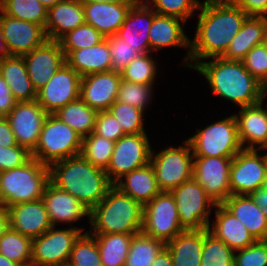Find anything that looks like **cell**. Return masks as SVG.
<instances>
[{
  "label": "cell",
  "instance_id": "1",
  "mask_svg": "<svg viewBox=\"0 0 267 266\" xmlns=\"http://www.w3.org/2000/svg\"><path fill=\"white\" fill-rule=\"evenodd\" d=\"M190 39L189 68L212 57H221L242 28L248 15L233 1H203Z\"/></svg>",
  "mask_w": 267,
  "mask_h": 266
},
{
  "label": "cell",
  "instance_id": "2",
  "mask_svg": "<svg viewBox=\"0 0 267 266\" xmlns=\"http://www.w3.org/2000/svg\"><path fill=\"white\" fill-rule=\"evenodd\" d=\"M193 69L206 78L214 95L241 108L259 103L267 95L266 87L245 69L242 61L212 57Z\"/></svg>",
  "mask_w": 267,
  "mask_h": 266
},
{
  "label": "cell",
  "instance_id": "3",
  "mask_svg": "<svg viewBox=\"0 0 267 266\" xmlns=\"http://www.w3.org/2000/svg\"><path fill=\"white\" fill-rule=\"evenodd\" d=\"M49 181L91 210L113 186L105 170L93 166L81 154L49 166Z\"/></svg>",
  "mask_w": 267,
  "mask_h": 266
},
{
  "label": "cell",
  "instance_id": "4",
  "mask_svg": "<svg viewBox=\"0 0 267 266\" xmlns=\"http://www.w3.org/2000/svg\"><path fill=\"white\" fill-rule=\"evenodd\" d=\"M90 234H137L142 231L143 206L114 185L90 210Z\"/></svg>",
  "mask_w": 267,
  "mask_h": 266
},
{
  "label": "cell",
  "instance_id": "5",
  "mask_svg": "<svg viewBox=\"0 0 267 266\" xmlns=\"http://www.w3.org/2000/svg\"><path fill=\"white\" fill-rule=\"evenodd\" d=\"M49 166L33 157L24 165L0 172V205L33 202L42 199L49 183Z\"/></svg>",
  "mask_w": 267,
  "mask_h": 266
},
{
  "label": "cell",
  "instance_id": "6",
  "mask_svg": "<svg viewBox=\"0 0 267 266\" xmlns=\"http://www.w3.org/2000/svg\"><path fill=\"white\" fill-rule=\"evenodd\" d=\"M81 149L82 137L57 116L48 114L43 122L39 141L31 154L34 159L50 166L79 155Z\"/></svg>",
  "mask_w": 267,
  "mask_h": 266
},
{
  "label": "cell",
  "instance_id": "7",
  "mask_svg": "<svg viewBox=\"0 0 267 266\" xmlns=\"http://www.w3.org/2000/svg\"><path fill=\"white\" fill-rule=\"evenodd\" d=\"M196 131L186 139L193 156L234 157L243 149L234 114Z\"/></svg>",
  "mask_w": 267,
  "mask_h": 266
},
{
  "label": "cell",
  "instance_id": "8",
  "mask_svg": "<svg viewBox=\"0 0 267 266\" xmlns=\"http://www.w3.org/2000/svg\"><path fill=\"white\" fill-rule=\"evenodd\" d=\"M183 141L184 145L169 146L158 153L152 149L150 163L161 191L170 192L193 178L192 148L187 140Z\"/></svg>",
  "mask_w": 267,
  "mask_h": 266
},
{
  "label": "cell",
  "instance_id": "9",
  "mask_svg": "<svg viewBox=\"0 0 267 266\" xmlns=\"http://www.w3.org/2000/svg\"><path fill=\"white\" fill-rule=\"evenodd\" d=\"M170 192L175 199L183 230H202L208 227L212 208L217 204L194 178L183 182Z\"/></svg>",
  "mask_w": 267,
  "mask_h": 266
},
{
  "label": "cell",
  "instance_id": "10",
  "mask_svg": "<svg viewBox=\"0 0 267 266\" xmlns=\"http://www.w3.org/2000/svg\"><path fill=\"white\" fill-rule=\"evenodd\" d=\"M184 230L171 192L161 191L143 206L142 232L165 245Z\"/></svg>",
  "mask_w": 267,
  "mask_h": 266
},
{
  "label": "cell",
  "instance_id": "11",
  "mask_svg": "<svg viewBox=\"0 0 267 266\" xmlns=\"http://www.w3.org/2000/svg\"><path fill=\"white\" fill-rule=\"evenodd\" d=\"M148 138L147 133L125 134L115 142L106 170L113 185L125 174L150 162L152 147Z\"/></svg>",
  "mask_w": 267,
  "mask_h": 266
},
{
  "label": "cell",
  "instance_id": "12",
  "mask_svg": "<svg viewBox=\"0 0 267 266\" xmlns=\"http://www.w3.org/2000/svg\"><path fill=\"white\" fill-rule=\"evenodd\" d=\"M258 149H242L232 159L230 167L231 195H249L267 185V155Z\"/></svg>",
  "mask_w": 267,
  "mask_h": 266
},
{
  "label": "cell",
  "instance_id": "13",
  "mask_svg": "<svg viewBox=\"0 0 267 266\" xmlns=\"http://www.w3.org/2000/svg\"><path fill=\"white\" fill-rule=\"evenodd\" d=\"M82 232L76 227L57 229L52 226L32 239L31 263L38 266H58L68 262L75 240Z\"/></svg>",
  "mask_w": 267,
  "mask_h": 266
},
{
  "label": "cell",
  "instance_id": "14",
  "mask_svg": "<svg viewBox=\"0 0 267 266\" xmlns=\"http://www.w3.org/2000/svg\"><path fill=\"white\" fill-rule=\"evenodd\" d=\"M233 157L194 156L193 178L216 204L231 196L230 167Z\"/></svg>",
  "mask_w": 267,
  "mask_h": 266
},
{
  "label": "cell",
  "instance_id": "15",
  "mask_svg": "<svg viewBox=\"0 0 267 266\" xmlns=\"http://www.w3.org/2000/svg\"><path fill=\"white\" fill-rule=\"evenodd\" d=\"M80 81L81 76L66 63L37 91L36 101L48 114H54L80 98Z\"/></svg>",
  "mask_w": 267,
  "mask_h": 266
},
{
  "label": "cell",
  "instance_id": "16",
  "mask_svg": "<svg viewBox=\"0 0 267 266\" xmlns=\"http://www.w3.org/2000/svg\"><path fill=\"white\" fill-rule=\"evenodd\" d=\"M47 115L44 108L33 100L17 102L5 117L12 128L17 144L32 152L39 141Z\"/></svg>",
  "mask_w": 267,
  "mask_h": 266
},
{
  "label": "cell",
  "instance_id": "17",
  "mask_svg": "<svg viewBox=\"0 0 267 266\" xmlns=\"http://www.w3.org/2000/svg\"><path fill=\"white\" fill-rule=\"evenodd\" d=\"M0 28L9 55L24 56L48 39L41 25L10 17L1 11Z\"/></svg>",
  "mask_w": 267,
  "mask_h": 266
},
{
  "label": "cell",
  "instance_id": "18",
  "mask_svg": "<svg viewBox=\"0 0 267 266\" xmlns=\"http://www.w3.org/2000/svg\"><path fill=\"white\" fill-rule=\"evenodd\" d=\"M23 59L36 91L44 87L50 78L66 64V56L59 41L49 39L25 54Z\"/></svg>",
  "mask_w": 267,
  "mask_h": 266
},
{
  "label": "cell",
  "instance_id": "19",
  "mask_svg": "<svg viewBox=\"0 0 267 266\" xmlns=\"http://www.w3.org/2000/svg\"><path fill=\"white\" fill-rule=\"evenodd\" d=\"M121 73L116 71L88 74L81 77L80 99L96 111H108L117 100Z\"/></svg>",
  "mask_w": 267,
  "mask_h": 266
},
{
  "label": "cell",
  "instance_id": "20",
  "mask_svg": "<svg viewBox=\"0 0 267 266\" xmlns=\"http://www.w3.org/2000/svg\"><path fill=\"white\" fill-rule=\"evenodd\" d=\"M42 200L52 226H56L58 223L70 224V227H76L82 233L84 232L85 229L72 224L85 216L89 221L90 210L73 195L60 190L49 182L44 189Z\"/></svg>",
  "mask_w": 267,
  "mask_h": 266
},
{
  "label": "cell",
  "instance_id": "21",
  "mask_svg": "<svg viewBox=\"0 0 267 266\" xmlns=\"http://www.w3.org/2000/svg\"><path fill=\"white\" fill-rule=\"evenodd\" d=\"M155 14L145 1H138L128 10L116 35L136 48L141 55L150 53L149 31Z\"/></svg>",
  "mask_w": 267,
  "mask_h": 266
},
{
  "label": "cell",
  "instance_id": "22",
  "mask_svg": "<svg viewBox=\"0 0 267 266\" xmlns=\"http://www.w3.org/2000/svg\"><path fill=\"white\" fill-rule=\"evenodd\" d=\"M9 228L30 238L41 236L52 224L42 199L6 208Z\"/></svg>",
  "mask_w": 267,
  "mask_h": 266
},
{
  "label": "cell",
  "instance_id": "23",
  "mask_svg": "<svg viewBox=\"0 0 267 266\" xmlns=\"http://www.w3.org/2000/svg\"><path fill=\"white\" fill-rule=\"evenodd\" d=\"M185 23L175 17L155 14L149 31V42L151 53L168 47L187 49V54L182 62L183 66L189 69L190 38L184 31Z\"/></svg>",
  "mask_w": 267,
  "mask_h": 266
},
{
  "label": "cell",
  "instance_id": "24",
  "mask_svg": "<svg viewBox=\"0 0 267 266\" xmlns=\"http://www.w3.org/2000/svg\"><path fill=\"white\" fill-rule=\"evenodd\" d=\"M137 2L83 3L85 23L92 25L105 38L113 36L125 21L128 10Z\"/></svg>",
  "mask_w": 267,
  "mask_h": 266
},
{
  "label": "cell",
  "instance_id": "25",
  "mask_svg": "<svg viewBox=\"0 0 267 266\" xmlns=\"http://www.w3.org/2000/svg\"><path fill=\"white\" fill-rule=\"evenodd\" d=\"M214 211L215 219L207 229L209 233L222 240L231 249L234 251L243 249L257 241L243 223L222 204H217Z\"/></svg>",
  "mask_w": 267,
  "mask_h": 266
},
{
  "label": "cell",
  "instance_id": "26",
  "mask_svg": "<svg viewBox=\"0 0 267 266\" xmlns=\"http://www.w3.org/2000/svg\"><path fill=\"white\" fill-rule=\"evenodd\" d=\"M242 107L234 114L239 140L244 149H257L267 135V108L263 102Z\"/></svg>",
  "mask_w": 267,
  "mask_h": 266
},
{
  "label": "cell",
  "instance_id": "27",
  "mask_svg": "<svg viewBox=\"0 0 267 266\" xmlns=\"http://www.w3.org/2000/svg\"><path fill=\"white\" fill-rule=\"evenodd\" d=\"M84 23L83 3L80 0H64L48 9L44 30L49 40L58 41Z\"/></svg>",
  "mask_w": 267,
  "mask_h": 266
},
{
  "label": "cell",
  "instance_id": "28",
  "mask_svg": "<svg viewBox=\"0 0 267 266\" xmlns=\"http://www.w3.org/2000/svg\"><path fill=\"white\" fill-rule=\"evenodd\" d=\"M114 186L142 206L146 205L161 192L150 162L125 174Z\"/></svg>",
  "mask_w": 267,
  "mask_h": 266
},
{
  "label": "cell",
  "instance_id": "29",
  "mask_svg": "<svg viewBox=\"0 0 267 266\" xmlns=\"http://www.w3.org/2000/svg\"><path fill=\"white\" fill-rule=\"evenodd\" d=\"M66 63L81 77L93 73L112 71L108 38L92 47L73 50L66 57Z\"/></svg>",
  "mask_w": 267,
  "mask_h": 266
},
{
  "label": "cell",
  "instance_id": "30",
  "mask_svg": "<svg viewBox=\"0 0 267 266\" xmlns=\"http://www.w3.org/2000/svg\"><path fill=\"white\" fill-rule=\"evenodd\" d=\"M222 205L237 217L256 240H267V219L249 195H231Z\"/></svg>",
  "mask_w": 267,
  "mask_h": 266
},
{
  "label": "cell",
  "instance_id": "31",
  "mask_svg": "<svg viewBox=\"0 0 267 266\" xmlns=\"http://www.w3.org/2000/svg\"><path fill=\"white\" fill-rule=\"evenodd\" d=\"M0 75L17 102L37 99V91L29 78L23 56L9 55L0 60Z\"/></svg>",
  "mask_w": 267,
  "mask_h": 266
},
{
  "label": "cell",
  "instance_id": "32",
  "mask_svg": "<svg viewBox=\"0 0 267 266\" xmlns=\"http://www.w3.org/2000/svg\"><path fill=\"white\" fill-rule=\"evenodd\" d=\"M266 27V17L248 16L221 57L227 60L242 61L254 46L263 44Z\"/></svg>",
  "mask_w": 267,
  "mask_h": 266
},
{
  "label": "cell",
  "instance_id": "33",
  "mask_svg": "<svg viewBox=\"0 0 267 266\" xmlns=\"http://www.w3.org/2000/svg\"><path fill=\"white\" fill-rule=\"evenodd\" d=\"M204 243V229L184 230L169 241V250L174 266H200Z\"/></svg>",
  "mask_w": 267,
  "mask_h": 266
},
{
  "label": "cell",
  "instance_id": "34",
  "mask_svg": "<svg viewBox=\"0 0 267 266\" xmlns=\"http://www.w3.org/2000/svg\"><path fill=\"white\" fill-rule=\"evenodd\" d=\"M97 114L98 111L85 104L80 98L68 103L54 113L82 138L93 132Z\"/></svg>",
  "mask_w": 267,
  "mask_h": 266
},
{
  "label": "cell",
  "instance_id": "35",
  "mask_svg": "<svg viewBox=\"0 0 267 266\" xmlns=\"http://www.w3.org/2000/svg\"><path fill=\"white\" fill-rule=\"evenodd\" d=\"M98 243L102 266H124L134 234H92Z\"/></svg>",
  "mask_w": 267,
  "mask_h": 266
},
{
  "label": "cell",
  "instance_id": "36",
  "mask_svg": "<svg viewBox=\"0 0 267 266\" xmlns=\"http://www.w3.org/2000/svg\"><path fill=\"white\" fill-rule=\"evenodd\" d=\"M165 244L145 235L142 231L134 234L124 266H152Z\"/></svg>",
  "mask_w": 267,
  "mask_h": 266
},
{
  "label": "cell",
  "instance_id": "37",
  "mask_svg": "<svg viewBox=\"0 0 267 266\" xmlns=\"http://www.w3.org/2000/svg\"><path fill=\"white\" fill-rule=\"evenodd\" d=\"M0 11L10 17L30 21L45 28L48 9L39 0H0Z\"/></svg>",
  "mask_w": 267,
  "mask_h": 266
},
{
  "label": "cell",
  "instance_id": "38",
  "mask_svg": "<svg viewBox=\"0 0 267 266\" xmlns=\"http://www.w3.org/2000/svg\"><path fill=\"white\" fill-rule=\"evenodd\" d=\"M0 253L20 266L30 264L32 238L8 228L0 237Z\"/></svg>",
  "mask_w": 267,
  "mask_h": 266
},
{
  "label": "cell",
  "instance_id": "39",
  "mask_svg": "<svg viewBox=\"0 0 267 266\" xmlns=\"http://www.w3.org/2000/svg\"><path fill=\"white\" fill-rule=\"evenodd\" d=\"M114 146V141L92 132L82 138L80 154L93 166L106 171L111 161Z\"/></svg>",
  "mask_w": 267,
  "mask_h": 266
},
{
  "label": "cell",
  "instance_id": "40",
  "mask_svg": "<svg viewBox=\"0 0 267 266\" xmlns=\"http://www.w3.org/2000/svg\"><path fill=\"white\" fill-rule=\"evenodd\" d=\"M234 253L222 240L204 229V243L200 266H234Z\"/></svg>",
  "mask_w": 267,
  "mask_h": 266
},
{
  "label": "cell",
  "instance_id": "41",
  "mask_svg": "<svg viewBox=\"0 0 267 266\" xmlns=\"http://www.w3.org/2000/svg\"><path fill=\"white\" fill-rule=\"evenodd\" d=\"M151 55V52L146 53L130 62L121 71L122 80L144 85H155L158 68L156 67L155 59Z\"/></svg>",
  "mask_w": 267,
  "mask_h": 266
},
{
  "label": "cell",
  "instance_id": "42",
  "mask_svg": "<svg viewBox=\"0 0 267 266\" xmlns=\"http://www.w3.org/2000/svg\"><path fill=\"white\" fill-rule=\"evenodd\" d=\"M69 262L74 266H102L94 235L88 231L80 234L73 244Z\"/></svg>",
  "mask_w": 267,
  "mask_h": 266
},
{
  "label": "cell",
  "instance_id": "43",
  "mask_svg": "<svg viewBox=\"0 0 267 266\" xmlns=\"http://www.w3.org/2000/svg\"><path fill=\"white\" fill-rule=\"evenodd\" d=\"M104 39L105 37L92 25L84 23L76 29L67 32L58 41L67 57L73 50L92 47Z\"/></svg>",
  "mask_w": 267,
  "mask_h": 266
},
{
  "label": "cell",
  "instance_id": "44",
  "mask_svg": "<svg viewBox=\"0 0 267 266\" xmlns=\"http://www.w3.org/2000/svg\"><path fill=\"white\" fill-rule=\"evenodd\" d=\"M108 111L117 119V123L122 127L125 134L146 133L144 128L145 111L120 103L117 100Z\"/></svg>",
  "mask_w": 267,
  "mask_h": 266
},
{
  "label": "cell",
  "instance_id": "45",
  "mask_svg": "<svg viewBox=\"0 0 267 266\" xmlns=\"http://www.w3.org/2000/svg\"><path fill=\"white\" fill-rule=\"evenodd\" d=\"M156 14L178 18L185 22L196 14L200 0H144ZM194 12V13H193Z\"/></svg>",
  "mask_w": 267,
  "mask_h": 266
},
{
  "label": "cell",
  "instance_id": "46",
  "mask_svg": "<svg viewBox=\"0 0 267 266\" xmlns=\"http://www.w3.org/2000/svg\"><path fill=\"white\" fill-rule=\"evenodd\" d=\"M153 88V85L122 80L118 90L117 101L144 111L151 104Z\"/></svg>",
  "mask_w": 267,
  "mask_h": 266
},
{
  "label": "cell",
  "instance_id": "47",
  "mask_svg": "<svg viewBox=\"0 0 267 266\" xmlns=\"http://www.w3.org/2000/svg\"><path fill=\"white\" fill-rule=\"evenodd\" d=\"M108 46L111 53L112 70L120 72L134 59L141 54L136 51V48L128 45L126 41L119 38L116 34L109 36Z\"/></svg>",
  "mask_w": 267,
  "mask_h": 266
},
{
  "label": "cell",
  "instance_id": "48",
  "mask_svg": "<svg viewBox=\"0 0 267 266\" xmlns=\"http://www.w3.org/2000/svg\"><path fill=\"white\" fill-rule=\"evenodd\" d=\"M234 266H267V240H257L246 248L236 250Z\"/></svg>",
  "mask_w": 267,
  "mask_h": 266
},
{
  "label": "cell",
  "instance_id": "49",
  "mask_svg": "<svg viewBox=\"0 0 267 266\" xmlns=\"http://www.w3.org/2000/svg\"><path fill=\"white\" fill-rule=\"evenodd\" d=\"M245 69L267 88V49L254 46L242 60Z\"/></svg>",
  "mask_w": 267,
  "mask_h": 266
},
{
  "label": "cell",
  "instance_id": "50",
  "mask_svg": "<svg viewBox=\"0 0 267 266\" xmlns=\"http://www.w3.org/2000/svg\"><path fill=\"white\" fill-rule=\"evenodd\" d=\"M93 133L114 142L125 135L117 119L109 111L98 112Z\"/></svg>",
  "mask_w": 267,
  "mask_h": 266
},
{
  "label": "cell",
  "instance_id": "51",
  "mask_svg": "<svg viewBox=\"0 0 267 266\" xmlns=\"http://www.w3.org/2000/svg\"><path fill=\"white\" fill-rule=\"evenodd\" d=\"M31 158V152L18 144L11 147L0 146V172L22 166Z\"/></svg>",
  "mask_w": 267,
  "mask_h": 266
},
{
  "label": "cell",
  "instance_id": "52",
  "mask_svg": "<svg viewBox=\"0 0 267 266\" xmlns=\"http://www.w3.org/2000/svg\"><path fill=\"white\" fill-rule=\"evenodd\" d=\"M248 16L267 18V0H232Z\"/></svg>",
  "mask_w": 267,
  "mask_h": 266
},
{
  "label": "cell",
  "instance_id": "53",
  "mask_svg": "<svg viewBox=\"0 0 267 266\" xmlns=\"http://www.w3.org/2000/svg\"><path fill=\"white\" fill-rule=\"evenodd\" d=\"M17 101L14 99L8 84L0 75V112L5 117L15 107Z\"/></svg>",
  "mask_w": 267,
  "mask_h": 266
},
{
  "label": "cell",
  "instance_id": "54",
  "mask_svg": "<svg viewBox=\"0 0 267 266\" xmlns=\"http://www.w3.org/2000/svg\"><path fill=\"white\" fill-rule=\"evenodd\" d=\"M16 145L17 142L12 128L6 117H3L2 119H0V146L11 147Z\"/></svg>",
  "mask_w": 267,
  "mask_h": 266
},
{
  "label": "cell",
  "instance_id": "55",
  "mask_svg": "<svg viewBox=\"0 0 267 266\" xmlns=\"http://www.w3.org/2000/svg\"><path fill=\"white\" fill-rule=\"evenodd\" d=\"M249 196L261 208L267 219V185L257 188Z\"/></svg>",
  "mask_w": 267,
  "mask_h": 266
},
{
  "label": "cell",
  "instance_id": "56",
  "mask_svg": "<svg viewBox=\"0 0 267 266\" xmlns=\"http://www.w3.org/2000/svg\"><path fill=\"white\" fill-rule=\"evenodd\" d=\"M152 266H174L169 250L164 247L156 256Z\"/></svg>",
  "mask_w": 267,
  "mask_h": 266
},
{
  "label": "cell",
  "instance_id": "57",
  "mask_svg": "<svg viewBox=\"0 0 267 266\" xmlns=\"http://www.w3.org/2000/svg\"><path fill=\"white\" fill-rule=\"evenodd\" d=\"M9 228V219L6 208L0 205V237Z\"/></svg>",
  "mask_w": 267,
  "mask_h": 266
},
{
  "label": "cell",
  "instance_id": "58",
  "mask_svg": "<svg viewBox=\"0 0 267 266\" xmlns=\"http://www.w3.org/2000/svg\"><path fill=\"white\" fill-rule=\"evenodd\" d=\"M9 56L8 49L6 47V43L3 38V34L0 28V60H3L4 58Z\"/></svg>",
  "mask_w": 267,
  "mask_h": 266
},
{
  "label": "cell",
  "instance_id": "59",
  "mask_svg": "<svg viewBox=\"0 0 267 266\" xmlns=\"http://www.w3.org/2000/svg\"><path fill=\"white\" fill-rule=\"evenodd\" d=\"M82 3H91V2H105V3H124V2H138L139 0H80Z\"/></svg>",
  "mask_w": 267,
  "mask_h": 266
},
{
  "label": "cell",
  "instance_id": "60",
  "mask_svg": "<svg viewBox=\"0 0 267 266\" xmlns=\"http://www.w3.org/2000/svg\"><path fill=\"white\" fill-rule=\"evenodd\" d=\"M0 266H20V265L12 260H9L0 253Z\"/></svg>",
  "mask_w": 267,
  "mask_h": 266
},
{
  "label": "cell",
  "instance_id": "61",
  "mask_svg": "<svg viewBox=\"0 0 267 266\" xmlns=\"http://www.w3.org/2000/svg\"><path fill=\"white\" fill-rule=\"evenodd\" d=\"M47 9L64 0H39Z\"/></svg>",
  "mask_w": 267,
  "mask_h": 266
},
{
  "label": "cell",
  "instance_id": "62",
  "mask_svg": "<svg viewBox=\"0 0 267 266\" xmlns=\"http://www.w3.org/2000/svg\"><path fill=\"white\" fill-rule=\"evenodd\" d=\"M258 150H265L267 151V135H266V138H265V141L257 148ZM265 154L267 155V152H265Z\"/></svg>",
  "mask_w": 267,
  "mask_h": 266
},
{
  "label": "cell",
  "instance_id": "63",
  "mask_svg": "<svg viewBox=\"0 0 267 266\" xmlns=\"http://www.w3.org/2000/svg\"><path fill=\"white\" fill-rule=\"evenodd\" d=\"M263 45L267 49V27H266L265 32H264Z\"/></svg>",
  "mask_w": 267,
  "mask_h": 266
},
{
  "label": "cell",
  "instance_id": "64",
  "mask_svg": "<svg viewBox=\"0 0 267 266\" xmlns=\"http://www.w3.org/2000/svg\"><path fill=\"white\" fill-rule=\"evenodd\" d=\"M58 266H74L73 264H71L69 261L68 262H64L62 264H59Z\"/></svg>",
  "mask_w": 267,
  "mask_h": 266
},
{
  "label": "cell",
  "instance_id": "65",
  "mask_svg": "<svg viewBox=\"0 0 267 266\" xmlns=\"http://www.w3.org/2000/svg\"><path fill=\"white\" fill-rule=\"evenodd\" d=\"M21 266H38V265L30 263V264L21 265Z\"/></svg>",
  "mask_w": 267,
  "mask_h": 266
},
{
  "label": "cell",
  "instance_id": "66",
  "mask_svg": "<svg viewBox=\"0 0 267 266\" xmlns=\"http://www.w3.org/2000/svg\"><path fill=\"white\" fill-rule=\"evenodd\" d=\"M204 1H232V0H204Z\"/></svg>",
  "mask_w": 267,
  "mask_h": 266
},
{
  "label": "cell",
  "instance_id": "67",
  "mask_svg": "<svg viewBox=\"0 0 267 266\" xmlns=\"http://www.w3.org/2000/svg\"><path fill=\"white\" fill-rule=\"evenodd\" d=\"M4 116L1 114V112H0V119H2Z\"/></svg>",
  "mask_w": 267,
  "mask_h": 266
}]
</instances>
